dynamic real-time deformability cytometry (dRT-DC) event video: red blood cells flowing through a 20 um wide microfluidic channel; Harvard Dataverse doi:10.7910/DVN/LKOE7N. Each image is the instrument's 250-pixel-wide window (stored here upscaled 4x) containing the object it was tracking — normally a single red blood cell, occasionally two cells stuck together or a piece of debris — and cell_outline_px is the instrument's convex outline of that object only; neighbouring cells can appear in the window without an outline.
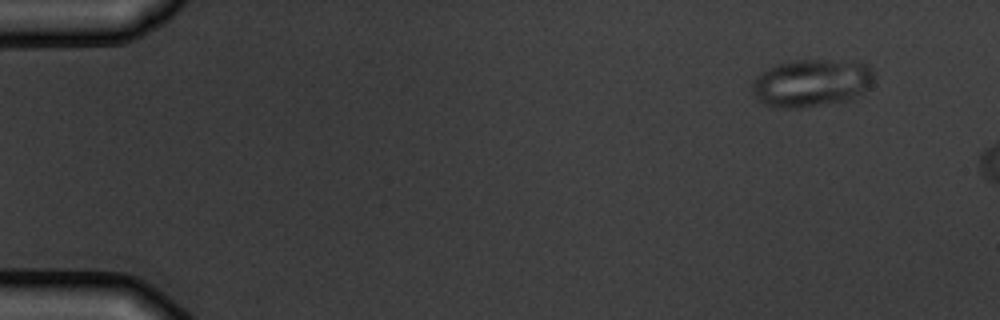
{"species": "common noctule bat (a hibernating species)", "species_latin": "Nyctalus noctula", "temperature_condition": "warm", "stored_images_in_passage": 3, "segment_of_instrument_passage": [1, 2], "camera_frame_rate_fps": 3000, "um_per_image_px": 0.085, "animal": {"sex": "male", "body_mass_g": 19.5, "forearm_length_mm": 54.6}, "frame": {"image": 1, "passage_image": 1, "time_ms": 0.0, "image_size_px": [1000, 320], "cell_outline_px": [[876, 76], [868, 88], [852, 100], [800, 108], [772, 108], [756, 100], [752, 92], [752, 80], [760, 72], [776, 64], [796, 60], [820, 60], [868, 64], [872, 68]], "centroid_in_image_um": [68.94, 7.07], "position_along_channel_um": 16.1, "area_um2": 34.22}}